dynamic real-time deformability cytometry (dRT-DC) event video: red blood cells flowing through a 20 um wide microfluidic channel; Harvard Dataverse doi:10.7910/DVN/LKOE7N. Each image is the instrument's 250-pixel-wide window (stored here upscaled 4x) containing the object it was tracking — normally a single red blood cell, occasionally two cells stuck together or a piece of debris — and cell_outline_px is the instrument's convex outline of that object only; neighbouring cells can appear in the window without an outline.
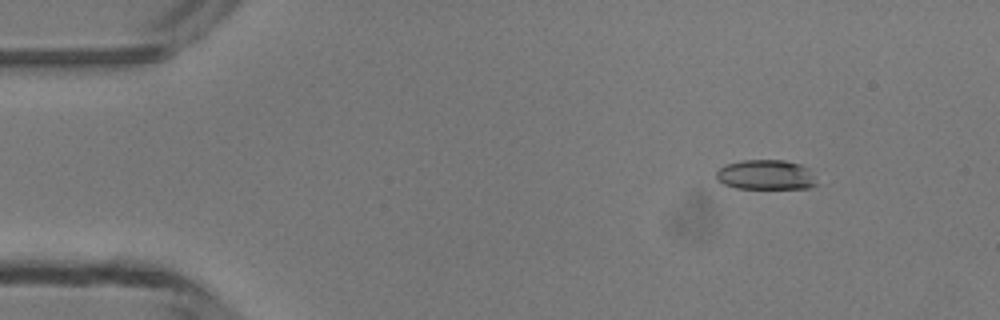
{"species": "common noctule bat (a hibernating species)", "species_latin": "Nyctalus noctula", "temperature_condition": "room temperature", "stored_images_in_passage": 5, "camera_frame_rate_fps": 3000, "um_per_image_px": 0.085, "animal": {"sex": "male", "body_mass_g": 13.3}, "frame": {"image": 1, "passage_image": 2, "time_ms": 1.333, "image_size_px": [1000, 320], "cell_outline_px": [[820, 184], [808, 188], [736, 188], [724, 184], [716, 180], [716, 172], [724, 164], [744, 160], [784, 160], [800, 164], [808, 168]], "centroid_in_image_um": [65.11, 14.86], "position_along_channel_um": 19.9, "area_um2": 17.63}}
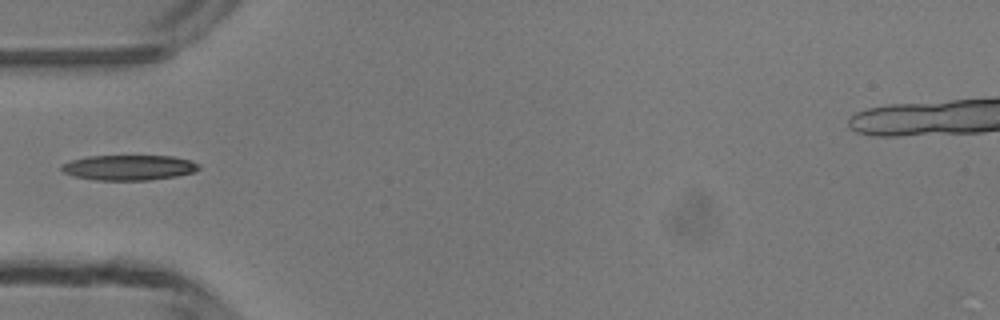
{"frame": {"image": 2, "passage_image": 5, "time_ms": 4.667, "image_size_px": [1000, 320], "cell_outline_px": [[200, 168], [196, 172], [176, 176], [148, 180], [96, 180], [76, 176], [64, 172], [60, 168], [60, 164], [72, 160], [88, 156], [172, 156], [192, 160], [200, 164]], "centroid_in_image_um": [11.0, 14.24], "position_along_channel_um": 74.0, "area_um2": 20.23}}